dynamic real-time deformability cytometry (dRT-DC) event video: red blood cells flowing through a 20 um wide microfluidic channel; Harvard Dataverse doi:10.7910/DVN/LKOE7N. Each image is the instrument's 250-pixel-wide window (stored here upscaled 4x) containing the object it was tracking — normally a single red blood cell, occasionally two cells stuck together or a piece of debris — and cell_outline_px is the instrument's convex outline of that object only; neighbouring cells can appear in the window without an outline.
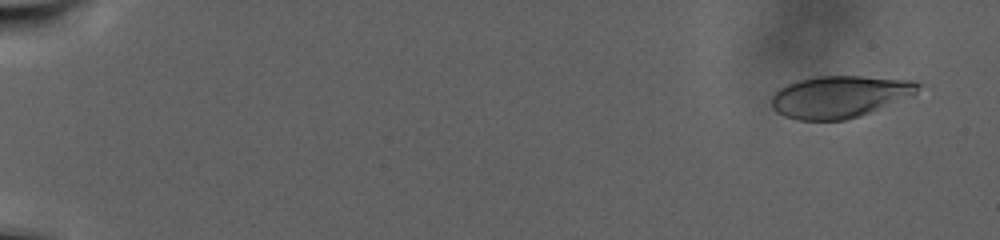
{"species": "human", "species_latin": "Homo sapiens", "temperature_condition": "warm", "stored_images_in_passage": 110, "camera_frame_rate_fps": 3000, "um_per_image_px": 0.085, "donor": {"sex": "male"}, "frame": {"image": 1, "passage_image": 7, "time_ms": 2.0, "image_size_px": [1000, 240], "cell_outline_px": [[920, 84], [916, 92], [860, 116], [844, 120], [796, 120], [784, 116], [776, 112], [772, 108], [772, 96], [780, 88], [796, 80], [816, 76], [860, 76], [916, 80]], "centroid_in_image_um": [71.3, 8.21], "position_along_channel_um": 13.7, "area_um2": 35.49}}
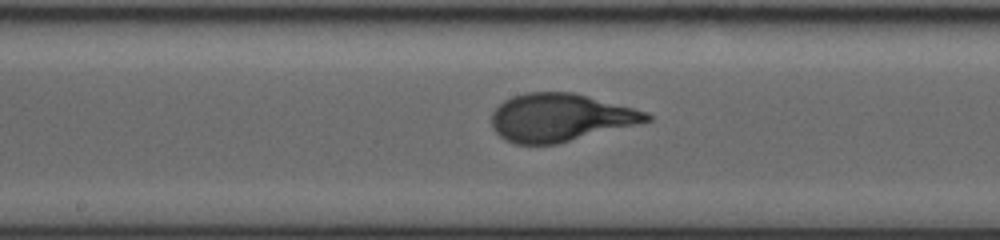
{"frame": {"image": 2, "passage_image": 63, "time_ms": 20.667, "image_size_px": [1000, 240], "cell_outline_px": [[652, 120], [556, 144], [516, 144], [504, 140], [492, 128], [492, 112], [504, 100], [512, 96], [528, 92], [572, 92], [648, 112], [652, 116]], "centroid_in_image_um": [47.58, 9.99], "position_along_channel_um": 200.6, "area_um2": 42.83}}
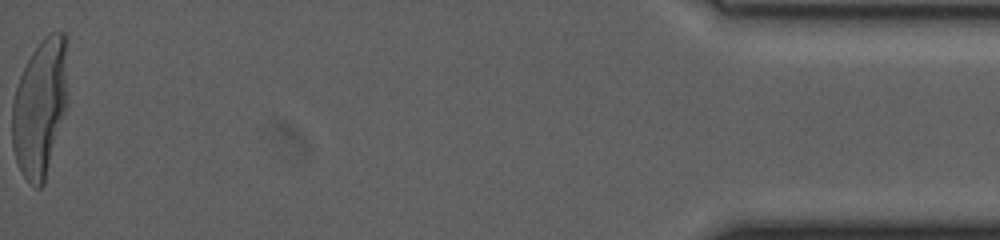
{"frame": {"image": 3, "passage_image": 110, "time_ms": 36.333, "image_size_px": [1000, 240], "cell_outline_px": [[64, 112], [44, 184], [40, 188], [36, 188], [24, 176], [16, 160], [12, 144], [12, 104], [16, 88], [20, 76], [32, 52], [44, 36], [52, 32], [64, 32]], "centroid_in_image_um": [3.33, 9.2], "position_along_channel_um": 431.9, "area_um2": 42.83}, "authors_computed_cell_mechanics": {"area_um2": 42.1362, "velocity_mm_per_s": 2.0007, "shape_relaxation_time_tau1_ms": 9.2796, "shape_relaxation_time_tau2_ms": null, "deformation_change_tau1": 0.2949, "deformation_change_tau2": null}}